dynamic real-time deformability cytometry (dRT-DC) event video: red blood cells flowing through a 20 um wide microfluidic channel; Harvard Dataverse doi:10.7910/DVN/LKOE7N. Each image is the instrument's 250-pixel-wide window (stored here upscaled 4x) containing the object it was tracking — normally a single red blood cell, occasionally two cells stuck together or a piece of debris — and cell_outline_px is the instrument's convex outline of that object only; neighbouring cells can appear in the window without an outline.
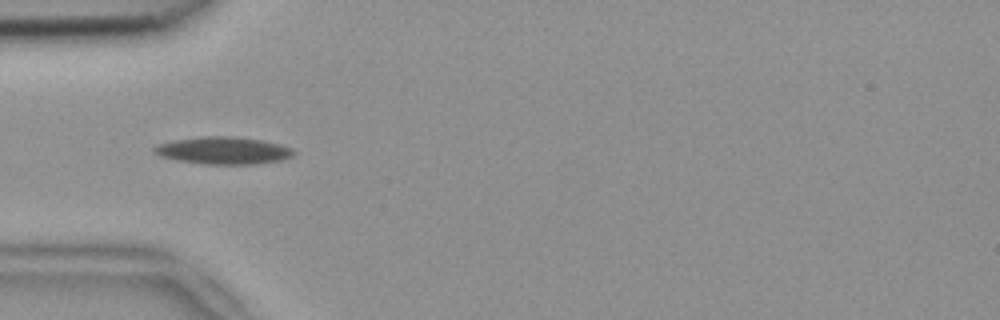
{"species": "common noctule bat (a hibernating species)", "species_latin": "Nyctalus noctula", "temperature_condition": "room temperature", "stored_images_in_passage": 41, "camera_frame_rate_fps": 3000, "um_per_image_px": 0.085, "animal": {"sex": "female", "body_mass_g": 18.4}, "frame": {"image": 1, "passage_image": 4, "time_ms": 1.0, "image_size_px": [1000, 320], "cell_outline_px": [[296, 152], [292, 156], [280, 160], [252, 164], [200, 164], [176, 160], [160, 156], [152, 152], [152, 148], [156, 144], [172, 140], [200, 136], [232, 136], [260, 140], [280, 144], [292, 148]], "centroid_in_image_um": [18.91, 12.79], "position_along_channel_um": 66.1, "area_um2": 22.37}}
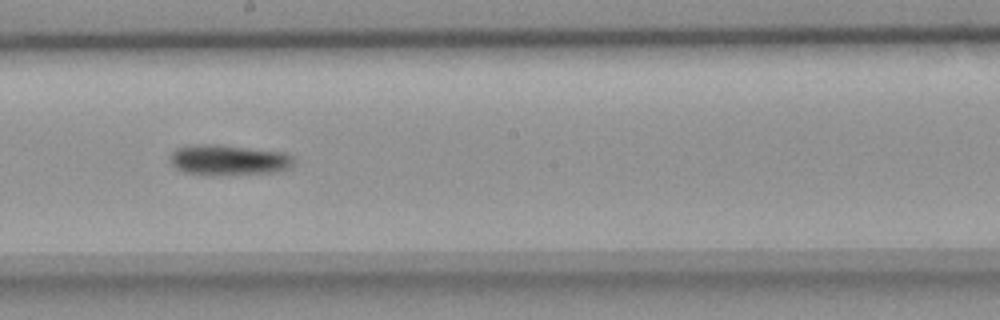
{"frame": {"image": 2, "passage_image": 17, "time_ms": 5.333, "image_size_px": [1000, 320], "cell_outline_px": [[292, 164], [288, 168], [272, 172], [212, 176], [184, 172], [176, 168], [172, 164], [172, 152], [176, 148], [200, 144], [220, 144], [284, 152], [292, 156]], "centroid_in_image_um": [19.41, 13.6], "position_along_channel_um": 228.8, "area_um2": 21.91}}
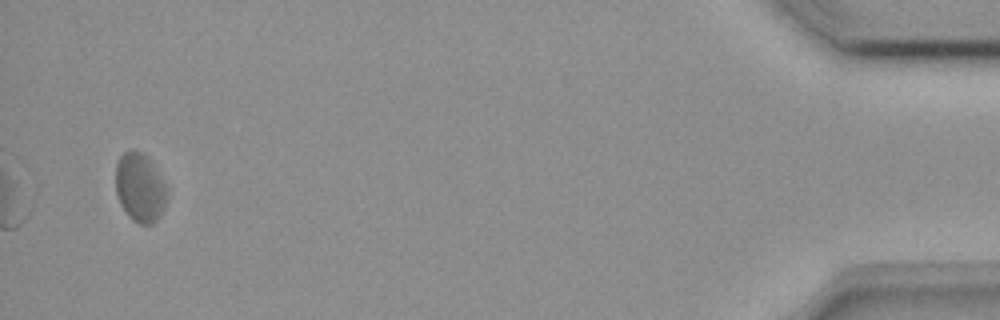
{"frame": {"image": 3, "passage_image": 39, "time_ms": 12.667, "image_size_px": [1000, 320], "cell_outline_px": [[168, 196], [160, 216], [152, 224], [140, 224], [132, 220], [128, 216], [120, 204], [116, 192], [116, 164], [120, 156], [124, 152], [144, 152], [148, 156], [168, 188]], "centroid_in_image_um": [11.91, 15.96], "position_along_channel_um": 423.3, "area_um2": 20.69}}